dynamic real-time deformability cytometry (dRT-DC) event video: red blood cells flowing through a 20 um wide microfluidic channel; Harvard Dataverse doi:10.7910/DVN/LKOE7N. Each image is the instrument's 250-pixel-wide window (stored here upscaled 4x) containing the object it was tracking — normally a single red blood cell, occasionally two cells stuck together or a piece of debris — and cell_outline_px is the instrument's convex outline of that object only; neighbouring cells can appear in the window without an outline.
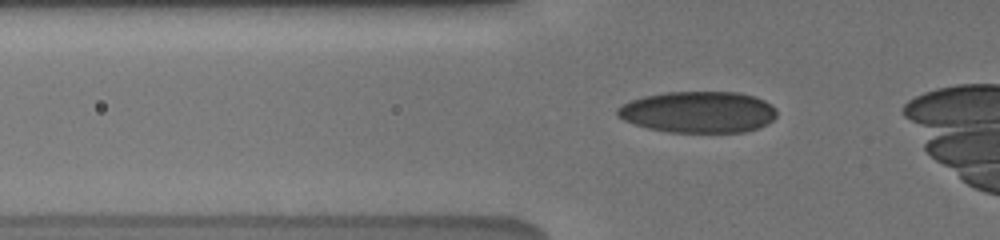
{"species": "human", "species_latin": "Homo sapiens", "temperature_condition": "cold", "stored_images_in_passage": 50, "camera_frame_rate_fps": 3000, "um_per_image_px": 0.085, "donor": {"sex": "male"}, "frame": {"image": 1, "passage_image": 14, "time_ms": 3.333, "image_size_px": [1000, 240], "cell_outline_px": [[776, 116], [768, 124], [760, 128], [744, 132], [668, 132], [648, 128], [624, 120], [616, 116], [616, 108], [632, 100], [644, 96], [668, 92], [740, 92], [756, 96], [772, 104], [776, 108]], "centroid_in_image_um": [59.4, 9.52], "position_along_channel_um": 66.4, "area_um2": 38.67}}
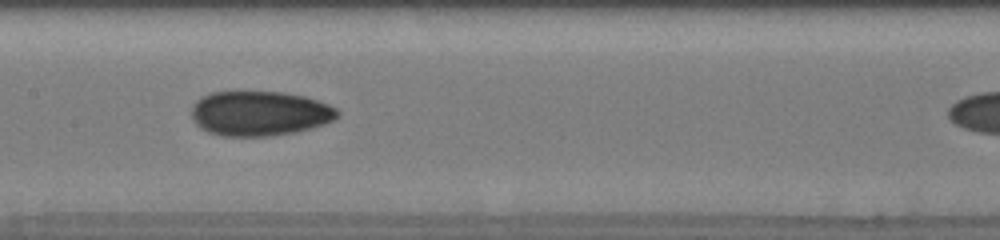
{"frame": {"image": 2, "passage_image": 30, "time_ms": 6.667, "image_size_px": [1000, 240], "cell_outline_px": [[340, 116], [336, 120], [312, 128], [296, 132], [268, 136], [220, 136], [208, 132], [200, 128], [192, 120], [192, 104], [200, 96], [212, 92], [284, 92], [304, 96], [328, 104], [336, 108], [340, 112]], "centroid_in_image_um": [22.07, 9.64], "position_along_channel_um": 185.3, "area_um2": 38.49}}
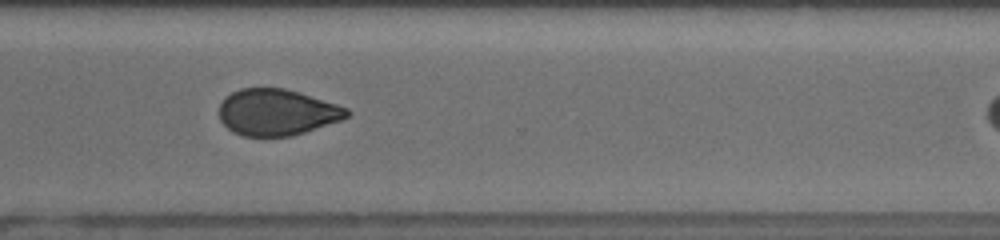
{"frame": {"image": 3, "passage_image": 49, "time_ms": 11.0, "image_size_px": [1000, 240], "cell_outline_px": [[352, 112], [348, 116], [340, 120], [292, 136], [244, 136], [232, 132], [220, 120], [220, 104], [224, 96], [240, 88], [284, 88], [300, 92], [348, 108]], "centroid_in_image_um": [23.52, 9.53], "position_along_channel_um": 347.1, "area_um2": 34.45}}